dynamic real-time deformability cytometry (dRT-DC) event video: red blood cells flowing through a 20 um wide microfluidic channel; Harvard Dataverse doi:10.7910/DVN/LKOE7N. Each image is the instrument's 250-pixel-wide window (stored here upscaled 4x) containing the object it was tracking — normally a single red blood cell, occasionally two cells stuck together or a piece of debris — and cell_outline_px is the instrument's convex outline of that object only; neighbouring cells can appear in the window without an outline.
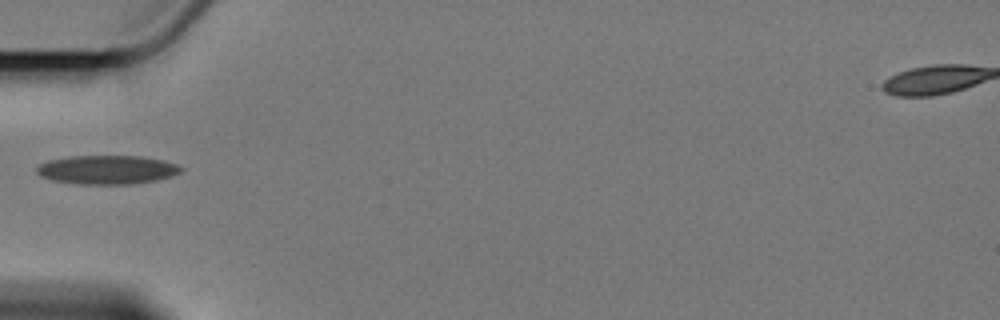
{"species": "Egyptian fruit bat (a non-hibernating species)", "species_latin": "Rousettus aegyptiacus", "temperature_condition": "cold", "stored_images_in_passage": 1, "camera_frame_rate_fps": 3000, "um_per_image_px": 0.085, "animal": {"sex": "female"}, "frame": {"image": 1, "passage_image": 1, "time_ms": 0.0, "image_size_px": [1000, 320], "cell_outline_px": [[184, 168], [180, 172], [172, 176], [156, 180], [132, 184], [76, 184], [52, 180], [40, 176], [36, 172], [36, 168], [40, 164], [48, 160], [68, 156], [144, 156], [164, 160], [176, 164]], "centroid_in_image_um": [9.1, 14.42], "position_along_channel_um": 75.9, "area_um2": 24.45}}